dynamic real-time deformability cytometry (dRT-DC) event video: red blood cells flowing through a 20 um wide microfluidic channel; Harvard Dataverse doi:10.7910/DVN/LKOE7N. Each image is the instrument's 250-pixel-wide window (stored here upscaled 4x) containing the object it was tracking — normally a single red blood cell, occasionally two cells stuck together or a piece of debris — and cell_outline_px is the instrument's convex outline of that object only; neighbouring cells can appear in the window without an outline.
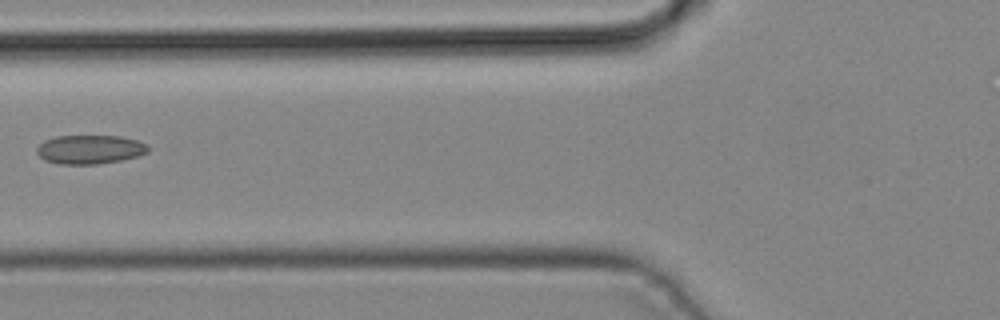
{"species": "common noctule bat (a hibernating species)", "species_latin": "Nyctalus noctula", "temperature_condition": "cold", "stored_images_in_passage": 5, "camera_frame_rate_fps": 3000, "um_per_image_px": 0.085, "animal": {"sex": "male", "body_mass_g": 19.2, "forearm_length_mm": 51.8}, "frame": {"image": 1, "passage_image": 5, "time_ms": 1.333, "image_size_px": [1000, 320], "cell_outline_px": [[148, 152], [136, 156], [120, 160], [100, 164], [56, 164], [44, 160], [36, 152], [36, 148], [44, 140], [56, 136], [120, 136], [136, 140], [148, 144]], "centroid_in_image_um": [7.61, 12.7], "position_along_channel_um": 118.2, "area_um2": 18.79}}